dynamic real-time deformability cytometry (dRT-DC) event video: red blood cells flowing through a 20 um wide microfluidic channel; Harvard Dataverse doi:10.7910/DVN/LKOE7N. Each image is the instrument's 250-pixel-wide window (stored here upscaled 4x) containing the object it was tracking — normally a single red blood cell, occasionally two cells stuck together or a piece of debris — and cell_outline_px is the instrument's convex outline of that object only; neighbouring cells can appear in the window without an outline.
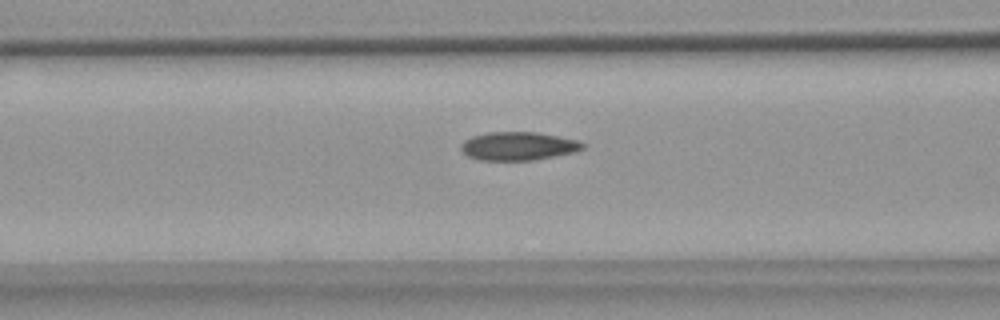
{"species": "common noctule bat (a hibernating species)", "species_latin": "Nyctalus noctula", "temperature_condition": "warm", "stored_images_in_passage": 35, "camera_frame_rate_fps": 3000, "um_per_image_px": 0.085, "animal": {"sex": "female", "body_mass_g": 18.4}, "frame": {"image": 1, "passage_image": 7, "time_ms": 2.0, "image_size_px": [1000, 320], "cell_outline_px": [[584, 148], [572, 152], [532, 160], [480, 160], [468, 156], [460, 148], [460, 144], [464, 140], [472, 136], [488, 132], [536, 132], [580, 140], [584, 144]], "centroid_in_image_um": [44.02, 12.4], "position_along_channel_um": 122.6, "area_um2": 20.0}}
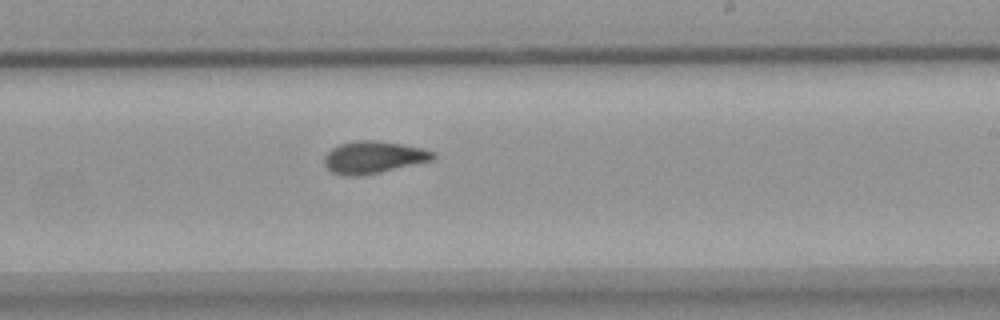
{"frame": {"image": 2, "passage_image": 18, "time_ms": 5.667, "image_size_px": [1000, 320], "cell_outline_px": [[436, 156], [432, 160], [380, 172], [360, 176], [344, 176], [332, 172], [324, 164], [324, 156], [332, 148], [340, 144], [356, 140], [376, 140], [400, 144], [420, 148], [436, 152]], "centroid_in_image_um": [31.72, 13.37], "position_along_channel_um": 257.3, "area_um2": 20.29}}
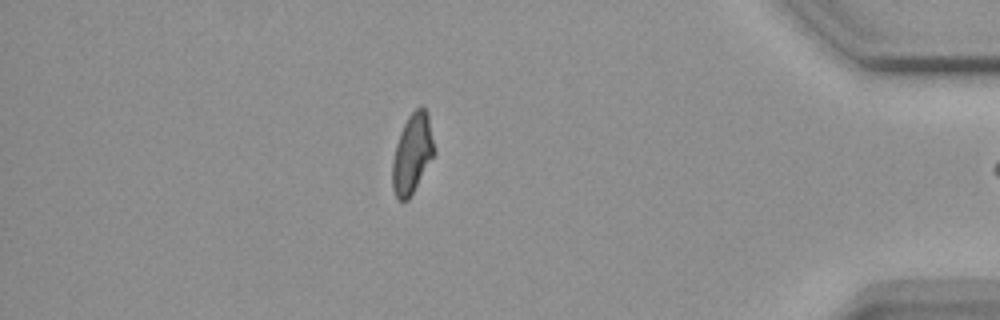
{"frame": {"image": 3, "passage_image": 33, "time_ms": 10.667, "image_size_px": [1000, 320], "cell_outline_px": [[436, 152], [408, 200], [400, 200], [396, 196], [392, 188], [392, 160], [396, 144], [400, 132], [408, 116], [420, 104], [428, 112]], "centroid_in_image_um": [35.05, 13.02], "position_along_channel_um": 400.2, "area_um2": 19.48}, "authors_computed_cell_mechanics": {"area_um2": 19.9988, "velocity_mm_per_s": 3.6925, "shape_relaxation_time_tau1_ms": null, "shape_relaxation_time_tau2_ms": 2.3607, "deformation_change_tau1": null, "deformation_change_tau2": 0.0817}}